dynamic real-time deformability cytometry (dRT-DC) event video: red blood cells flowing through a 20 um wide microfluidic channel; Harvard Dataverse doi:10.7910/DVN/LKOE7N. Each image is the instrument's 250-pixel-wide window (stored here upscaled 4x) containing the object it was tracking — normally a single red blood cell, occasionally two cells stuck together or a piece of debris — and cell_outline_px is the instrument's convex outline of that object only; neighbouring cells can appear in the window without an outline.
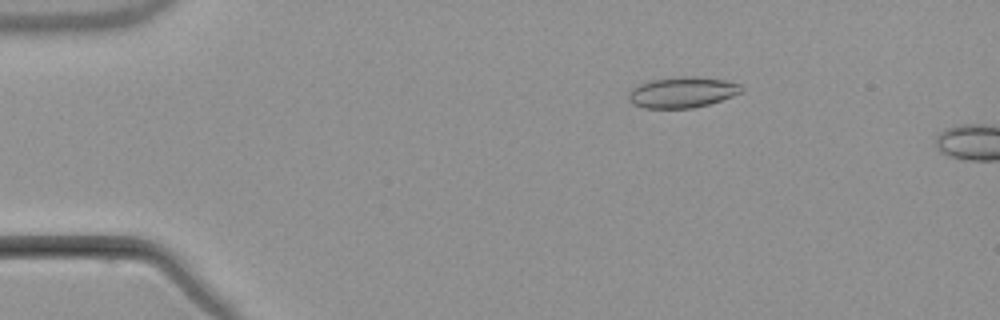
{"species": "common noctule bat (a hibernating species)", "species_latin": "Nyctalus noctula", "temperature_condition": "warm", "stored_images_in_passage": 3, "camera_frame_rate_fps": 3000, "um_per_image_px": 0.085, "animal": {"sex": "male", "body_mass_g": 21.5, "forearm_length_mm": 52.0}, "frame": {"image": 1, "passage_image": 2, "time_ms": 2.0, "image_size_px": [1000, 320], "cell_outline_px": [[744, 92], [708, 104], [692, 108], [644, 108], [632, 104], [628, 100], [628, 92], [632, 88], [640, 84], [652, 80], [680, 76], [692, 76], [724, 80], [740, 84], [744, 88]], "centroid_in_image_um": [57.99, 7.85], "position_along_channel_um": 27.0, "area_um2": 20.29}}